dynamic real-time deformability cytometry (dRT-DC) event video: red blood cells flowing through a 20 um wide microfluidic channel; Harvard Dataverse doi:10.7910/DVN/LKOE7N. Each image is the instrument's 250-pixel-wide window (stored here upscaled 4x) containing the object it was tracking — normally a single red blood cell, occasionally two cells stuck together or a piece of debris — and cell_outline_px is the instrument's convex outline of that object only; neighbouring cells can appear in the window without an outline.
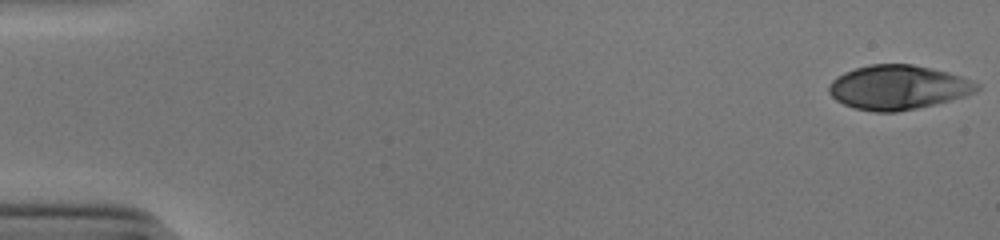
{"species": "human", "species_latin": "Homo sapiens", "temperature_condition": "cold", "stored_images_in_passage": 53, "camera_frame_rate_fps": 3000, "um_per_image_px": 0.085, "donor": {"sex": "male"}, "frame": {"image": 1, "passage_image": 1, "time_ms": 0.0, "image_size_px": [1000, 240], "cell_outline_px": [[980, 88], [976, 92], [952, 100], [916, 108], [896, 112], [876, 112], [852, 108], [836, 100], [828, 92], [828, 84], [832, 80], [844, 72], [868, 64], [912, 64], [932, 68], [964, 76], [980, 84]], "centroid_in_image_um": [76.35, 7.42], "position_along_channel_um": 8.7, "area_um2": 38.49}}
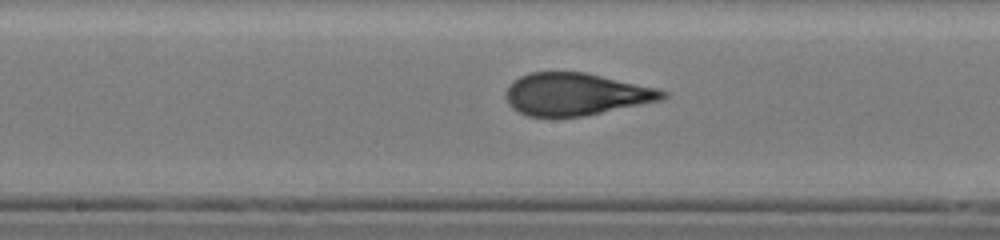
{"frame": {"image": 2, "passage_image": 28, "time_ms": 9.0, "image_size_px": [1000, 240], "cell_outline_px": [[668, 96], [660, 100], [584, 116], [528, 116], [512, 108], [508, 104], [504, 96], [504, 92], [508, 84], [512, 80], [520, 76], [532, 72], [584, 72], [656, 88], [668, 92]], "centroid_in_image_um": [48.88, 8.0], "position_along_channel_um": 199.3, "area_um2": 38.49}}
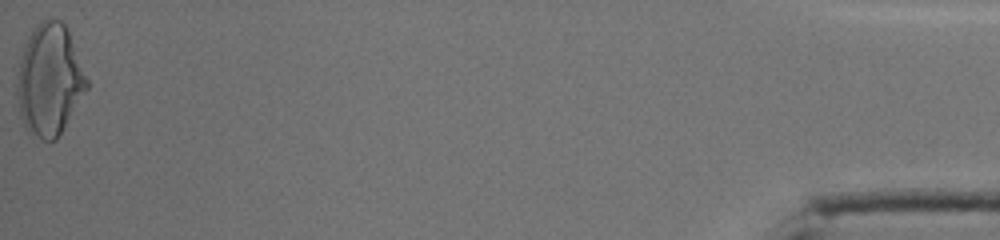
{"frame": {"image": 3, "passage_image": 53, "time_ms": 17.333, "image_size_px": [1000, 240], "cell_outline_px": [[88, 88], [56, 140], [44, 140], [28, 132], [24, 128], [20, 116], [16, 92], [16, 72], [20, 56], [24, 44], [28, 36], [36, 24], [40, 20], [48, 16], [52, 16], [60, 20], [64, 24], [68, 32], [88, 80]], "centroid_in_image_um": [4.16, 6.77], "position_along_channel_um": 431.0, "area_um2": 45.6}, "authors_computed_cell_mechanics": {"area_um2": 38.437, "velocity_mm_per_s": 3.895, "shape_relaxation_time_tau1_ms": 6.2468, "shape_relaxation_time_tau2_ms": 0.7818, "deformation_change_tau1": 0.2404, "deformation_change_tau2": 0.0672}}